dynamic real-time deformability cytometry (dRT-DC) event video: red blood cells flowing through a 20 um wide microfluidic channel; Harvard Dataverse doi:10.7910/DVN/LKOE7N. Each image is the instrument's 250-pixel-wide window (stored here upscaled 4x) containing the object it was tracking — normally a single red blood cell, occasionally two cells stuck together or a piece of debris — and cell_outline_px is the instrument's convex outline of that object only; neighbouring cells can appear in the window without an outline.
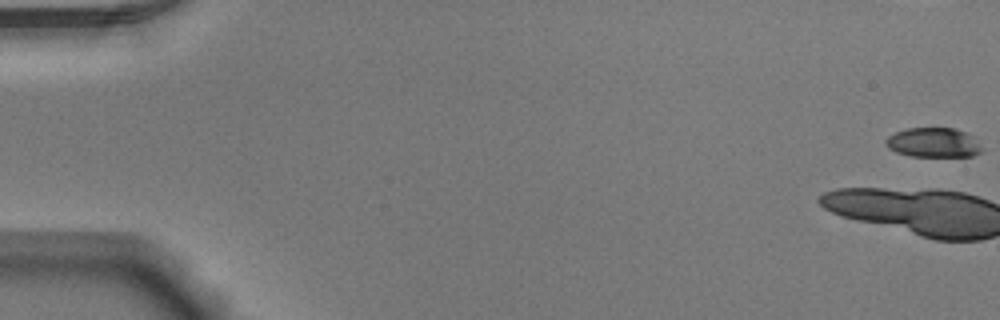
{"species": "Egyptian fruit bat (a non-hibernating species)", "species_latin": "Rousettus aegyptiacus", "temperature_condition": "warm", "stored_images_in_passage": 41, "camera_frame_rate_fps": 3000, "um_per_image_px": 0.085, "animal": {"sex": "male"}, "frame": {"image": 1, "passage_image": 1, "time_ms": 0.0, "image_size_px": [1000, 320], "cell_outline_px": [[980, 152], [972, 156], [912, 156], [896, 152], [888, 148], [884, 144], [884, 140], [888, 136], [896, 132], [908, 128], [956, 128], [972, 136], [980, 148]], "centroid_in_image_um": [79.27, 12.11], "position_along_channel_um": 5.7, "area_um2": 16.36}}
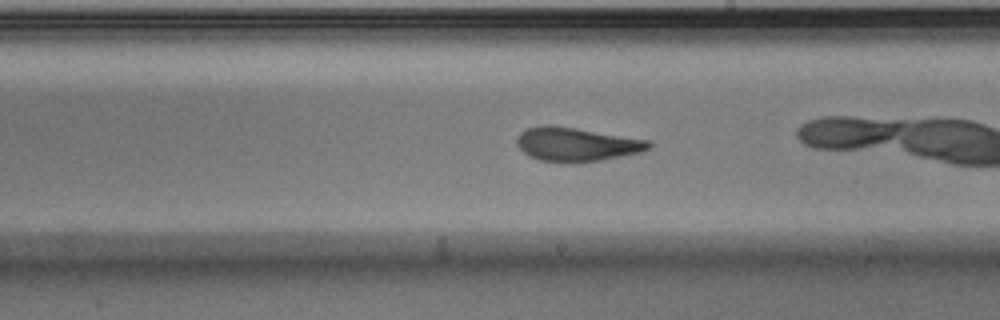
{"frame": {"image": 2, "passage_image": 30, "time_ms": 9.667, "image_size_px": [1000, 320], "cell_outline_px": [[652, 144], [648, 148], [640, 152], [600, 160], [568, 164], [540, 160], [528, 156], [516, 144], [516, 140], [520, 132], [528, 128], [544, 124], [552, 124], [652, 140]], "centroid_in_image_um": [48.98, 12.26], "position_along_channel_um": 240.0, "area_um2": 26.36}}